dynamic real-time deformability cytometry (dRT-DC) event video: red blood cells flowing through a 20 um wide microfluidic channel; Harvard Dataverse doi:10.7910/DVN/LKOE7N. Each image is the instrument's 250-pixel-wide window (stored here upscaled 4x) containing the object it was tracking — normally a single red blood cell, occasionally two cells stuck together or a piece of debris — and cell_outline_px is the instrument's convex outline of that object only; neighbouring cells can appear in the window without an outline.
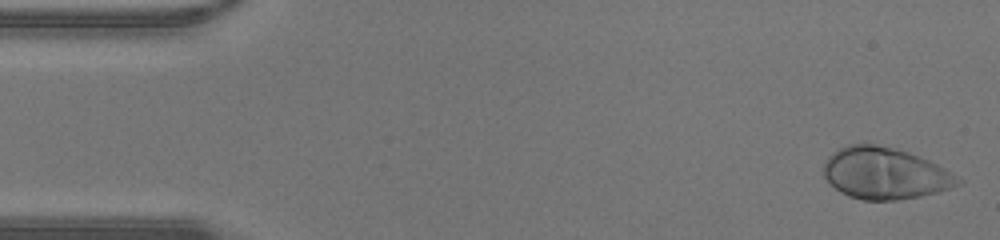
{"species": "human", "species_latin": "Homo sapiens", "temperature_condition": "warm", "stored_images_in_passage": 42, "camera_frame_rate_fps": 3000, "um_per_image_px": 0.085, "donor": {"sex": "male"}, "frame": {"image": 1, "passage_image": 1, "time_ms": 0.0, "image_size_px": [1000, 240], "cell_outline_px": [[964, 180], [960, 184], [936, 192], [920, 196], [896, 200], [864, 200], [848, 196], [840, 192], [824, 176], [824, 164], [828, 156], [832, 152], [848, 144], [876, 144], [908, 152], [928, 160], [944, 168]], "centroid_in_image_um": [75.21, 14.73], "position_along_channel_um": 9.8, "area_um2": 40.06}}
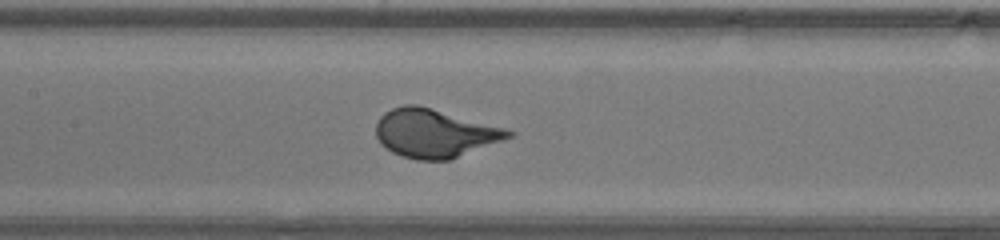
{"frame": {"image": 2, "passage_image": 19, "time_ms": 6.0, "image_size_px": [1000, 240], "cell_outline_px": [[516, 136], [448, 160], [416, 160], [400, 156], [392, 152], [380, 144], [376, 136], [376, 124], [380, 116], [384, 112], [392, 108], [404, 104], [416, 104], [432, 108], [504, 128], [516, 132]], "centroid_in_image_um": [36.93, 11.33], "position_along_channel_um": 170.5, "area_um2": 37.51}}
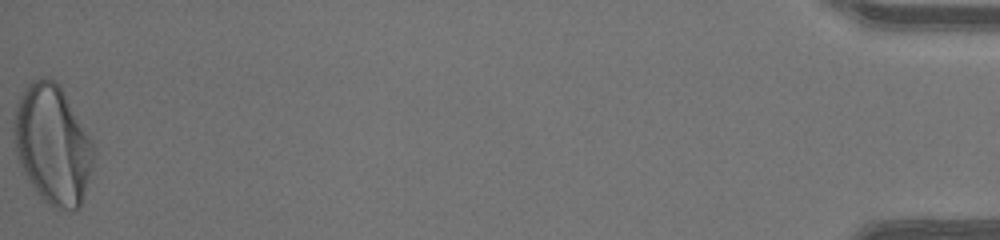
{"frame": {"image": 3, "passage_image": 42, "time_ms": 13.667, "image_size_px": [1000, 240], "cell_outline_px": [[96, 152], [92, 168], [80, 208], [72, 212], [52, 208], [40, 200], [28, 180], [20, 164], [16, 152], [12, 128], [16, 104], [24, 88], [32, 80], [40, 76], [56, 80], [60, 84], [88, 136]], "centroid_in_image_um": [4.45, 12.32], "position_along_channel_um": 430.7, "area_um2": 55.89}}